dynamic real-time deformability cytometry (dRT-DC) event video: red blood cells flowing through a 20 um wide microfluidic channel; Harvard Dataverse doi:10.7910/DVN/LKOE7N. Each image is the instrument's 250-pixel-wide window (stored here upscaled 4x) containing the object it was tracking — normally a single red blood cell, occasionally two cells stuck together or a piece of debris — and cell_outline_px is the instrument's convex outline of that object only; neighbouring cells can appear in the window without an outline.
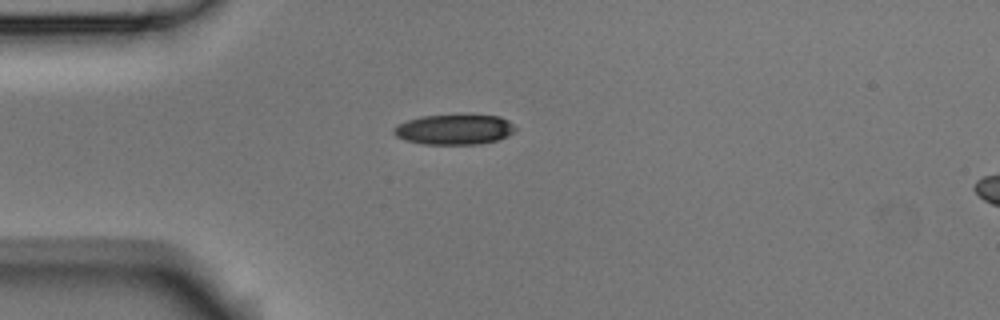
{"species": "Egyptian fruit bat (a non-hibernating species)", "species_latin": "Rousettus aegyptiacus", "temperature_condition": "room temperature", "stored_images_in_passage": 1, "camera_frame_rate_fps": 3000, "um_per_image_px": 0.085, "animal": {"sex": "male"}, "frame": {"image": 1, "passage_image": 1, "time_ms": 0.0, "image_size_px": [1000, 320], "cell_outline_px": [[516, 128], [508, 136], [496, 140], [480, 144], [424, 144], [404, 140], [396, 136], [392, 132], [392, 128], [396, 124], [408, 120], [424, 116], [500, 116], [508, 120]], "centroid_in_image_um": [38.57, 11.02], "position_along_channel_um": 46.4, "area_um2": 21.1}}